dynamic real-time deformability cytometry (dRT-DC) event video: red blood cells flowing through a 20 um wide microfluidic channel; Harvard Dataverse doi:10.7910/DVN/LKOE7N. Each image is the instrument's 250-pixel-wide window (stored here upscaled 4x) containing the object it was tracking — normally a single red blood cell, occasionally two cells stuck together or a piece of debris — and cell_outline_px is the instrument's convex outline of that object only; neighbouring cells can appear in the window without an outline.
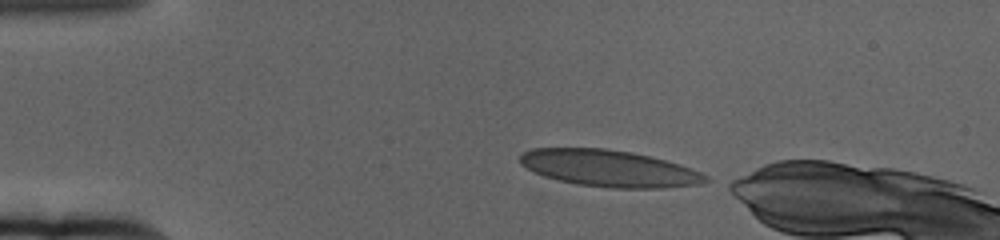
{"species": "human", "species_latin": "Homo sapiens", "temperature_condition": "cold", "stored_images_in_passage": 49, "camera_frame_rate_fps": 3000, "um_per_image_px": 0.085, "donor": {"sex": "female"}, "frame": {"image": 1, "passage_image": 1, "time_ms": 0.0, "image_size_px": [1000, 240], "cell_outline_px": [[712, 180], [700, 184], [664, 188], [612, 188], [580, 184], [560, 180], [536, 172], [520, 164], [520, 156], [524, 152], [532, 148], [608, 148], [632, 152], [680, 164], [692, 168], [708, 176]], "centroid_in_image_um": [51.84, 14.3], "position_along_channel_um": 33.2, "area_um2": 39.42}}
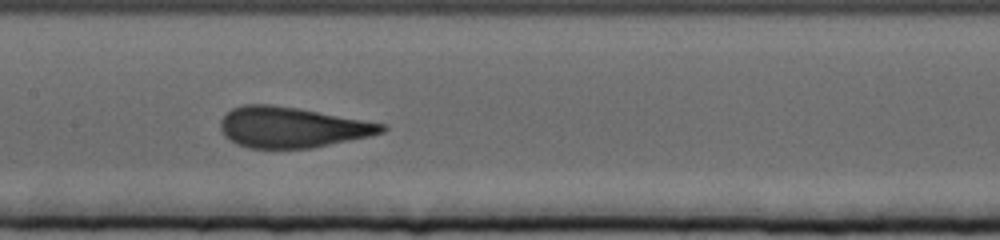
{"frame": {"image": 2, "passage_image": 19, "time_ms": 6.0, "image_size_px": [1000, 240], "cell_outline_px": [[388, 128], [384, 132], [368, 136], [312, 148], [248, 148], [236, 144], [224, 136], [220, 128], [220, 120], [232, 108], [244, 104], [272, 104], [296, 108], [388, 124]], "centroid_in_image_um": [24.8, 10.82], "position_along_channel_um": 182.6, "area_um2": 38.15}}
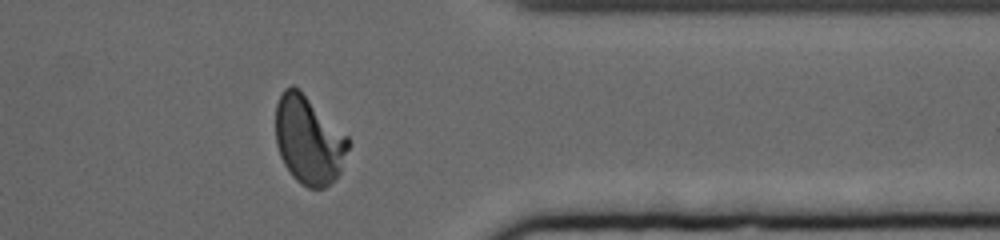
{"frame": {"image": 3, "passage_image": 38, "time_ms": 12.333, "image_size_px": [1000, 240], "cell_outline_px": [[352, 144], [340, 172], [324, 188], [308, 188], [300, 184], [292, 176], [284, 164], [280, 156], [276, 144], [276, 104], [284, 88], [292, 84], [300, 88], [352, 140]], "centroid_in_image_um": [26.26, 11.88], "position_along_channel_um": 385.1, "area_um2": 37.86}, "authors_computed_cell_mechanics": {"area_um2": 37.7434, "velocity_mm_per_s": 3.3524, "shape_relaxation_time_tau1_ms": 5.4781, "shape_relaxation_time_tau2_ms": null, "deformation_change_tau1": 0.1911, "deformation_change_tau2": null}}